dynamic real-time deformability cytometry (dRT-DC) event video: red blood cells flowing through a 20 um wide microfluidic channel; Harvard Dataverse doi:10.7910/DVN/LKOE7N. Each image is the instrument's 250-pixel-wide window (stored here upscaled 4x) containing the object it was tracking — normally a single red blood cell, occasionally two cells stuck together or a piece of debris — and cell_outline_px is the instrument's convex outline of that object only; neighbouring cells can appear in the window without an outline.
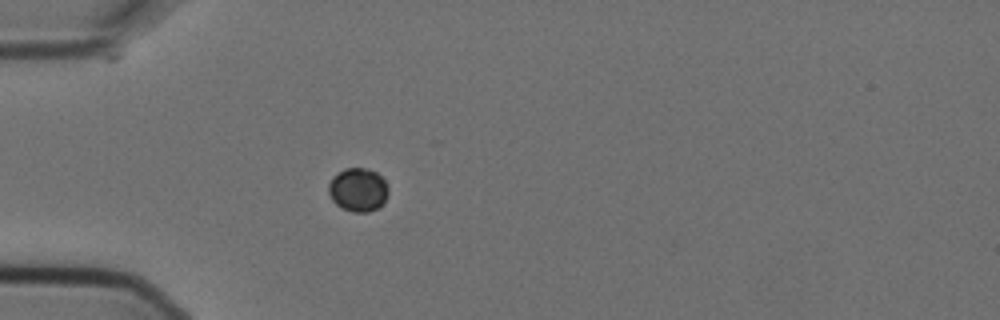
{"species": "Egyptian fruit bat (a non-hibernating species)", "species_latin": "Rousettus aegyptiacus", "temperature_condition": "cold", "stored_images_in_passage": 5, "camera_frame_rate_fps": 3000, "um_per_image_px": 0.085, "animal": {"sex": "female"}, "frame": {"image": 1, "passage_image": 5, "time_ms": 1.333, "image_size_px": [1000, 320], "cell_outline_px": [[388, 192], [384, 200], [376, 208], [368, 212], [352, 212], [336, 204], [332, 200], [328, 192], [328, 184], [332, 176], [344, 168], [364, 168], [376, 172], [384, 180], [388, 188]], "centroid_in_image_um": [30.4, 16.11], "position_along_channel_um": 54.6, "area_um2": 15.03}}